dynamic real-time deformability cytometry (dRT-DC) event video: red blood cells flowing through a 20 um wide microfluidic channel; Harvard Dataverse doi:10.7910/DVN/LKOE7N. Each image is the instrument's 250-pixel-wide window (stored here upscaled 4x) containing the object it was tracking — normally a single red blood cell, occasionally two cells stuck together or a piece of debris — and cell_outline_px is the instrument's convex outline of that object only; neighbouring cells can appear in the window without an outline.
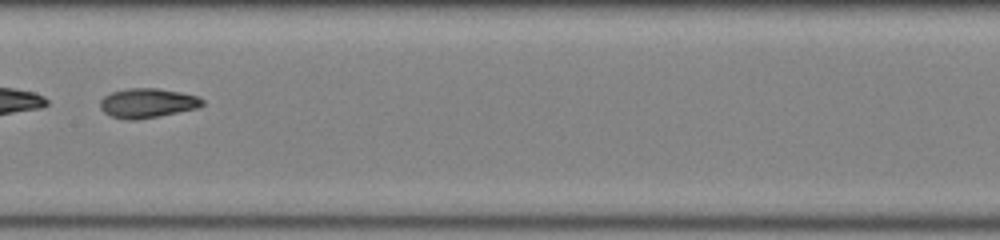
{"species": "common noctule bat (a hibernating species)", "species_latin": "Nyctalus noctula", "temperature_condition": "room temperature", "stored_images_in_passage": 30, "camera_frame_rate_fps": 3000, "um_per_image_px": 0.085, "animal": {"sex": "female", "body_mass_g": 22.0, "forearm_length_mm": 56.7}, "frame": {"image": 1, "passage_image": 9, "time_ms": 2.667, "image_size_px": [1000, 240], "cell_outline_px": [[204, 104], [196, 108], [160, 116], [136, 120], [128, 120], [112, 116], [104, 112], [100, 108], [100, 100], [104, 96], [112, 92], [128, 88], [156, 88], [180, 92], [196, 96], [204, 100]], "centroid_in_image_um": [12.51, 8.76], "position_along_channel_um": 194.9, "area_um2": 17.46}}